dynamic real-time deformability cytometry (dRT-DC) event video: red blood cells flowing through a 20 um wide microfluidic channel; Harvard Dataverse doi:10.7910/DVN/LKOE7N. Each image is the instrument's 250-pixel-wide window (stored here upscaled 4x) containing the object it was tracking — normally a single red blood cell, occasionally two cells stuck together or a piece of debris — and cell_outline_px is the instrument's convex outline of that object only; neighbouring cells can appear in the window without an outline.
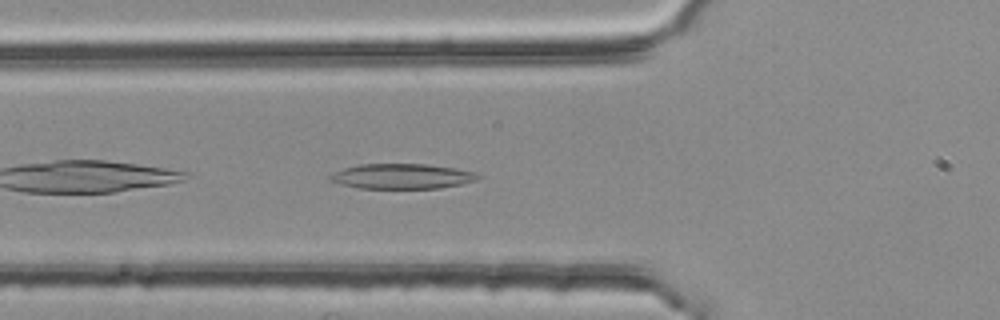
{"species": "common noctule bat (a hibernating species)", "species_latin": "Nyctalus noctula", "temperature_condition": "room temperature", "stored_images_in_passage": 37, "camera_frame_rate_fps": 3000, "um_per_image_px": 0.085, "animal": {"sex": "female", "body_mass_g": 25.1}, "frame": {"image": 1, "passage_image": 3, "time_ms": 0.667, "image_size_px": [1000, 320], "cell_outline_px": [[480, 176], [476, 180], [460, 184], [440, 188], [360, 188], [328, 180], [328, 176], [344, 168], [360, 164], [428, 164], [456, 168], [476, 172]], "centroid_in_image_um": [34.19, 14.97], "position_along_channel_um": 91.6, "area_um2": 21.44}}
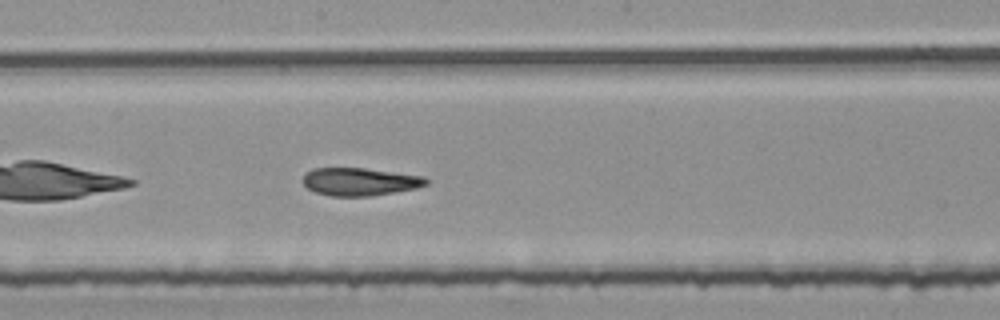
{"frame": {"image": 2, "passage_image": 13, "time_ms": 4.0, "image_size_px": [1000, 320], "cell_outline_px": [[428, 184], [416, 188], [368, 196], [332, 196], [316, 192], [308, 188], [304, 184], [304, 176], [312, 168], [364, 168], [424, 176], [428, 180]], "centroid_in_image_um": [30.6, 15.44], "position_along_channel_um": 217.6, "area_um2": 19.71}}
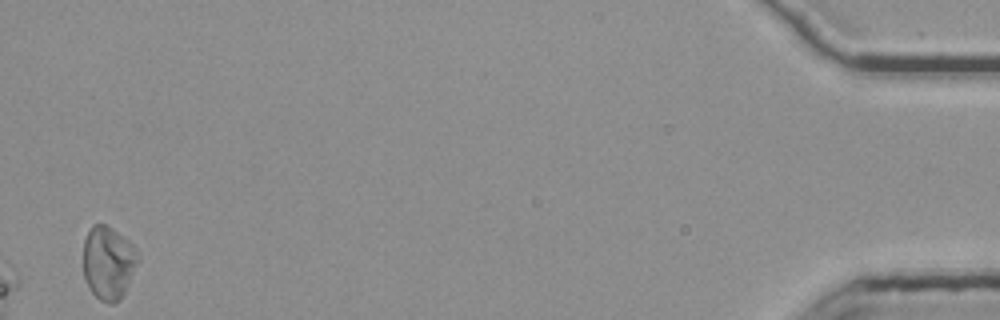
{"frame": {"image": 3, "passage_image": 37, "time_ms": 12.0, "image_size_px": [1000, 320], "cell_outline_px": [[136, 264], [124, 292], [120, 300], [112, 304], [108, 304], [100, 300], [88, 288], [84, 280], [84, 240], [92, 224], [104, 224], [112, 228], [128, 240], [132, 244], [136, 256]], "centroid_in_image_um": [9.15, 22.34], "position_along_channel_um": 426.0, "area_um2": 22.89}, "authors_computed_cell_mechanics": {"area_um2": 21.097, "velocity_mm_per_s": 3.776, "shape_relaxation_time_tau1_ms": 10.7514, "shape_relaxation_time_tau2_ms": 4.0276, "deformation_change_tau1": 0.2389, "deformation_change_tau2": 0.135}}